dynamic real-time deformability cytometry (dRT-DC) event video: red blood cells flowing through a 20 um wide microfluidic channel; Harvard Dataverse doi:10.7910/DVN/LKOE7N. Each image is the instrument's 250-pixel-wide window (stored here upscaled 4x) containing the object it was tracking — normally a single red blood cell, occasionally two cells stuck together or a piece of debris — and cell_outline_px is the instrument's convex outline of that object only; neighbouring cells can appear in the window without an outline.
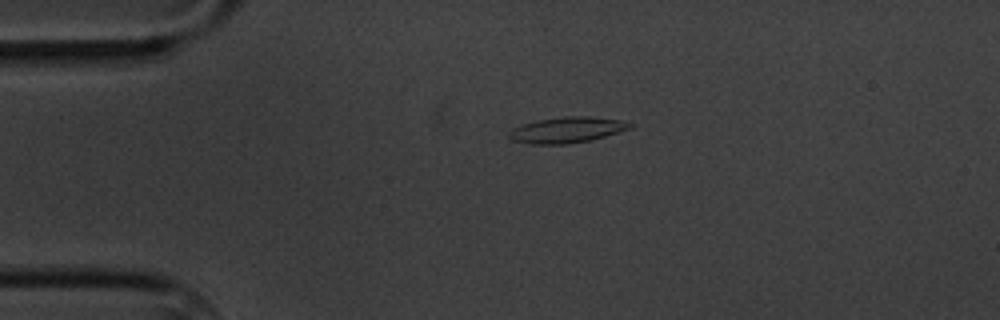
{"species": "common noctule bat (a hibernating species)", "species_latin": "Nyctalus noctula", "temperature_condition": "cold", "stored_images_in_passage": 5, "camera_frame_rate_fps": 3000, "um_per_image_px": 0.085, "animal": {"sex": "male", "body_mass_g": 20.1, "forearm_length_mm": 53.5}, "frame": {"image": 1, "passage_image": 4, "time_ms": 3.667, "image_size_px": [1000, 320], "cell_outline_px": [[636, 124], [632, 128], [592, 140], [568, 144], [532, 144], [512, 140], [508, 136], [508, 132], [512, 128], [536, 120], [564, 116], [588, 116], [620, 120]], "centroid_in_image_um": [48.21, 11.04], "position_along_channel_um": 36.8, "area_um2": 18.32}}